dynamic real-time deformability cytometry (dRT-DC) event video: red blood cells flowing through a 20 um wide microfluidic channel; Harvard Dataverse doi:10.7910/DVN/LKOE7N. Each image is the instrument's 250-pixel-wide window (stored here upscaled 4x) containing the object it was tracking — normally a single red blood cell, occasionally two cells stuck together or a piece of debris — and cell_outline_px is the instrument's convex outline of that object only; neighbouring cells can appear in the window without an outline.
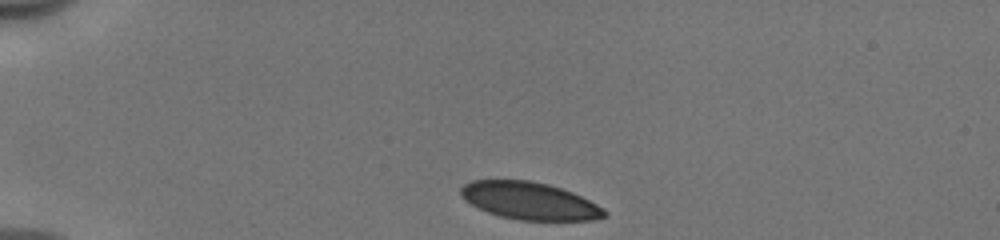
{"species": "human", "species_latin": "Homo sapiens", "temperature_condition": "cold", "stored_images_in_passage": 36, "camera_frame_rate_fps": 3000, "um_per_image_px": 0.085, "donor": {"sex": "male"}, "frame": {"image": 1, "passage_image": 1, "time_ms": 0.0, "image_size_px": [1000, 240], "cell_outline_px": [[608, 212], [604, 216], [592, 220], [520, 220], [500, 216], [488, 212], [472, 204], [460, 192], [460, 188], [464, 184], [472, 180], [532, 180], [548, 184], [572, 192], [604, 208]], "centroid_in_image_um": [45.03, 17.06], "position_along_channel_um": 40.0, "area_um2": 30.92}}
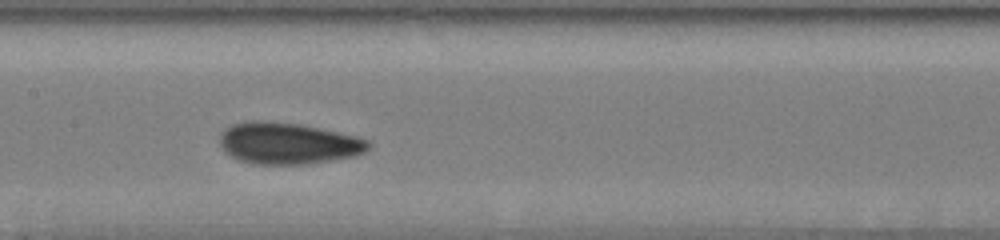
{"frame": {"image": 2, "passage_image": 16, "time_ms": 5.0, "image_size_px": [1000, 240], "cell_outline_px": [[372, 144], [364, 152], [356, 156], [308, 164], [252, 164], [240, 160], [224, 152], [220, 144], [220, 132], [224, 128], [232, 124], [248, 120], [260, 120], [300, 124], [356, 136], [368, 140]], "centroid_in_image_um": [24.46, 12.18], "position_along_channel_um": 182.9, "area_um2": 36.18}}
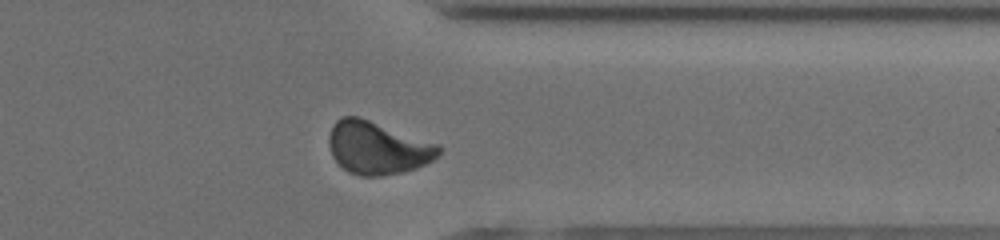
{"frame": {"image": 3, "passage_image": 31, "time_ms": 10.0, "image_size_px": [1000, 240], "cell_outline_px": [[444, 148], [432, 160], [416, 168], [400, 172], [380, 176], [360, 176], [348, 172], [332, 156], [328, 144], [328, 136], [332, 124], [340, 116], [360, 116], [440, 144]], "centroid_in_image_um": [32.08, 12.54], "position_along_channel_um": 379.3, "area_um2": 34.1}, "authors_computed_cell_mechanics": {"area_um2": 33.813, "velocity_mm_per_s": 3.9522, "shape_relaxation_time_tau1_ms": 8.6693, "shape_relaxation_time_tau2_ms": 0.7915, "deformation_change_tau1": 0.1497, "deformation_change_tau2": 0.0478}}